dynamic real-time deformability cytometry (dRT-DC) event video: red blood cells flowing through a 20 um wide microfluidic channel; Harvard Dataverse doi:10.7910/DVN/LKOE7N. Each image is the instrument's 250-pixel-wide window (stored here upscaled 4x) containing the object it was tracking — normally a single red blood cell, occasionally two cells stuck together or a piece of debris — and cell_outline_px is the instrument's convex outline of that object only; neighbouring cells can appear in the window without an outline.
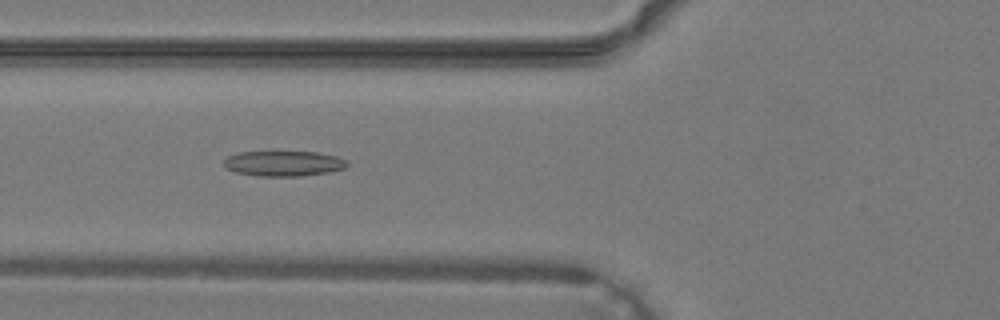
{"species": "common noctule bat (a hibernating species)", "species_latin": "Nyctalus noctula", "temperature_condition": "warm", "stored_images_in_passage": 29, "camera_frame_rate_fps": 3000, "um_per_image_px": 0.085, "animal": {"sex": "male", "body_mass_g": 19.2, "forearm_length_mm": 51.8}, "frame": {"image": 1, "passage_image": 6, "time_ms": 1.667, "image_size_px": [1000, 320], "cell_outline_px": [[348, 164], [344, 168], [328, 172], [300, 176], [260, 176], [236, 172], [228, 168], [224, 164], [224, 160], [228, 156], [240, 152], [316, 152], [336, 156], [348, 160]], "centroid_in_image_um": [24.13, 13.89], "position_along_channel_um": 101.7, "area_um2": 17.98}}
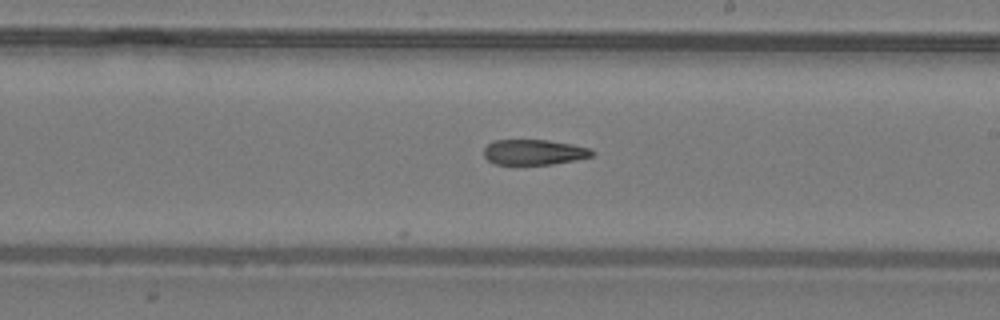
{"frame": {"image": 2, "passage_image": 14, "time_ms": 4.333, "image_size_px": [1000, 320], "cell_outline_px": [[596, 152], [592, 156], [576, 160], [552, 164], [496, 164], [488, 160], [484, 156], [484, 148], [492, 140], [548, 140], [572, 144], [588, 148]], "centroid_in_image_um": [45.39, 12.93], "position_along_channel_um": 243.6, "area_um2": 15.95}}
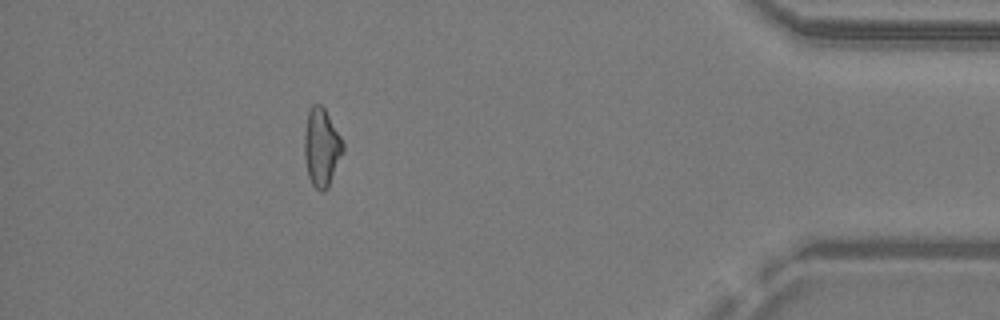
{"frame": {"image": 3, "passage_image": 26, "time_ms": 8.333, "image_size_px": [1000, 320], "cell_outline_px": [[344, 152], [328, 188], [324, 192], [320, 192], [312, 184], [308, 176], [304, 156], [304, 132], [308, 112], [312, 104], [320, 104], [324, 108], [340, 136], [344, 144]], "centroid_in_image_um": [27.33, 12.56], "position_along_channel_um": 407.9, "area_um2": 17.69}}